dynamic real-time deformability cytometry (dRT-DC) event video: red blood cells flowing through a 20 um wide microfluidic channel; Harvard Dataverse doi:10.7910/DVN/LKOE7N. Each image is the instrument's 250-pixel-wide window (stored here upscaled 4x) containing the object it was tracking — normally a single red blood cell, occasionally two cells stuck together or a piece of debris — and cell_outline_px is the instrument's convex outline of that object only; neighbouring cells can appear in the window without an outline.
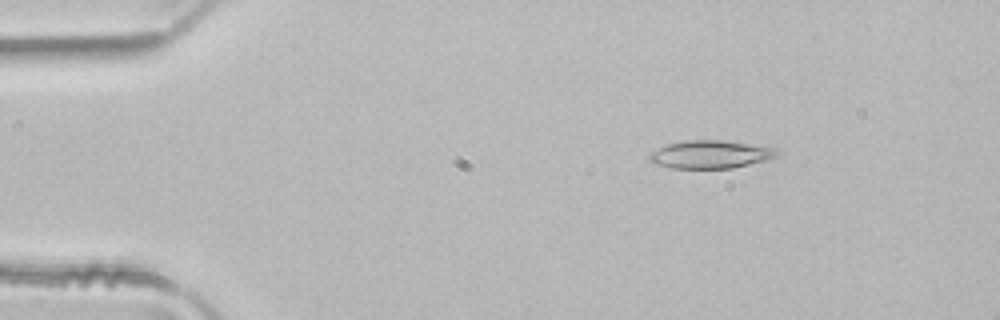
{"species": "common noctule bat (a hibernating species)", "species_latin": "Nyctalus noctula", "temperature_condition": "room temperature", "stored_images_in_passage": 3, "camera_frame_rate_fps": 3000, "um_per_image_px": 0.085, "animal": {"sex": "male", "body_mass_g": 21.5, "forearm_length_mm": 52.0}, "frame": {"image": 1, "passage_image": 1, "time_ms": 0.0, "image_size_px": [1000, 320], "cell_outline_px": [[780, 156], [732, 168], [672, 168], [656, 164], [648, 160], [648, 156], [652, 152], [668, 144], [684, 140], [728, 140], [776, 148], [780, 152]], "centroid_in_image_um": [60.42, 13.11], "position_along_channel_um": 24.6, "area_um2": 20.81}}
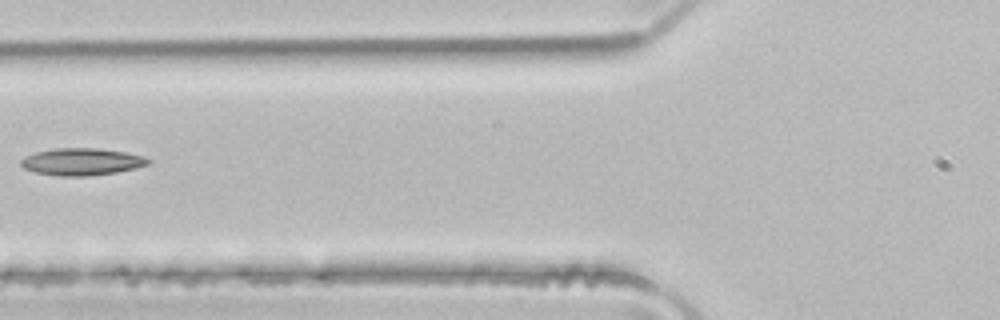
{"frame": {"image": 2, "passage_image": 3, "time_ms": 0.667, "image_size_px": [1000, 320], "cell_outline_px": [[152, 160], [148, 164], [136, 168], [116, 172], [88, 176], [60, 176], [36, 172], [24, 168], [20, 164], [20, 160], [24, 156], [36, 152], [56, 148], [96, 148], [124, 152], [144, 156]], "centroid_in_image_um": [6.95, 13.74], "position_along_channel_um": 118.9, "area_um2": 20.06}}